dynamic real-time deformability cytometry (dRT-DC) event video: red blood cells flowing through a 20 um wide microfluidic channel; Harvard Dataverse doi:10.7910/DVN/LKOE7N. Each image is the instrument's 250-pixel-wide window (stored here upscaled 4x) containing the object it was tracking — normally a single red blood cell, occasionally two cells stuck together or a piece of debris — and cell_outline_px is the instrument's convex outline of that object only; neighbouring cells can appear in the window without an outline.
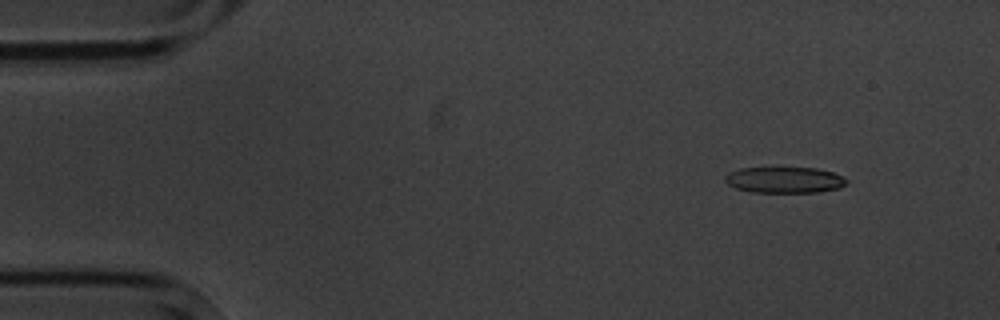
{"species": "common noctule bat (a hibernating species)", "species_latin": "Nyctalus noctula", "temperature_condition": "cold", "stored_images_in_passage": 4, "camera_frame_rate_fps": 3000, "um_per_image_px": 0.085, "animal": {"sex": "male", "body_mass_g": 20.1, "forearm_length_mm": 53.5}, "frame": {"image": 1, "passage_image": 2, "time_ms": 1.0, "image_size_px": [1000, 320], "cell_outline_px": [[848, 180], [840, 188], [816, 192], [752, 192], [736, 188], [728, 184], [724, 180], [724, 176], [728, 172], [740, 168], [816, 168], [832, 172]], "centroid_in_image_um": [66.64, 15.29], "position_along_channel_um": 18.4, "area_um2": 18.32}}
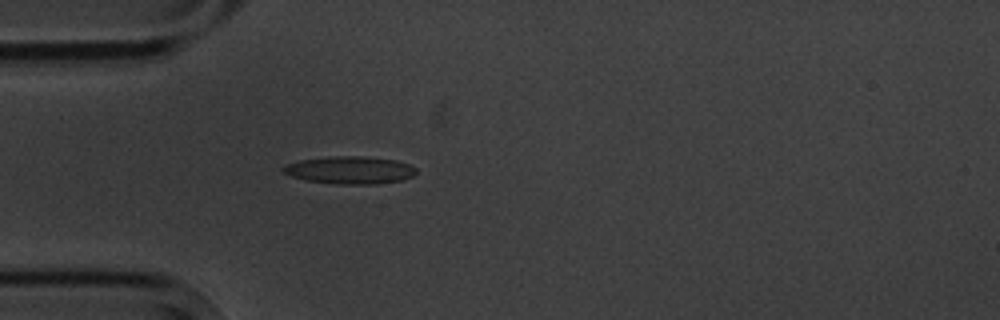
{"frame": {"image": 2, "passage_image": 4, "time_ms": 4.333, "image_size_px": [1000, 320], "cell_outline_px": [[416, 172], [412, 176], [404, 180], [376, 184], [336, 184], [304, 180], [292, 176], [284, 172], [280, 168], [284, 164], [300, 160], [328, 156], [364, 156], [396, 160], [408, 164], [416, 168]], "centroid_in_image_um": [29.72, 14.45], "position_along_channel_um": 55.3, "area_um2": 21.56}}